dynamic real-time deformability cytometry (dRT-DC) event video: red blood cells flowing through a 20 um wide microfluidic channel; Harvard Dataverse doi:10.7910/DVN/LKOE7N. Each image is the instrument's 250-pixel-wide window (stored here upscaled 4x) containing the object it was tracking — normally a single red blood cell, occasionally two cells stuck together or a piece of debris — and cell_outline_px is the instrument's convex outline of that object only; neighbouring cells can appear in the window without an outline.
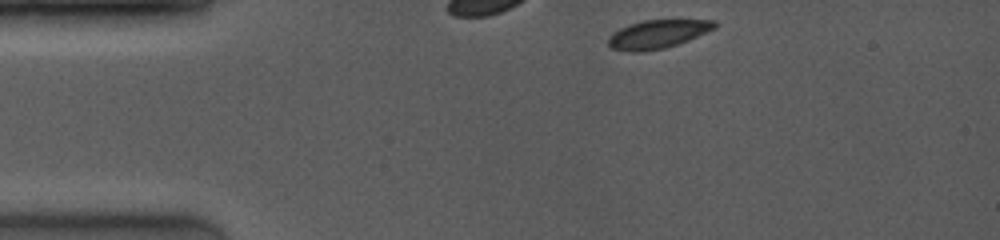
{"species": "common noctule bat (a hibernating species)", "species_latin": "Nyctalus noctula", "temperature_condition": "room temperature", "stored_images_in_passage": 17, "camera_frame_rate_fps": 4000, "um_per_image_px": 0.085, "animal": {"sex": "female", "body_mass_g": 19.0, "forearm_length_mm": 53.3}, "frame": {"image": 1, "passage_image": 1, "time_ms": 0.0, "image_size_px": [1000, 240], "cell_outline_px": [[716, 28], [688, 40], [664, 48], [636, 52], [628, 52], [612, 48], [608, 44], [608, 36], [612, 32], [628, 24], [644, 20], [716, 20]], "centroid_in_image_um": [55.87, 2.89], "position_along_channel_um": 29.1, "area_um2": 17.57}}
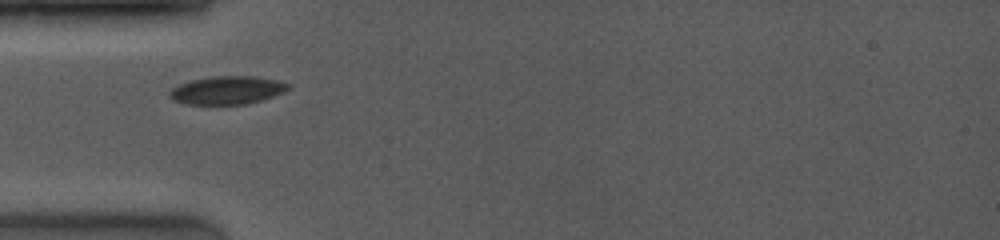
{"frame": {"image": 2, "passage_image": 8, "time_ms": 2.25, "image_size_px": [1000, 240], "cell_outline_px": [[292, 88], [284, 92], [248, 104], [184, 104], [172, 100], [168, 96], [168, 92], [172, 88], [180, 84], [192, 80], [212, 76], [252, 76], [276, 80], [292, 84]], "centroid_in_image_um": [19.31, 7.67], "position_along_channel_um": 65.7, "area_um2": 19.54}}